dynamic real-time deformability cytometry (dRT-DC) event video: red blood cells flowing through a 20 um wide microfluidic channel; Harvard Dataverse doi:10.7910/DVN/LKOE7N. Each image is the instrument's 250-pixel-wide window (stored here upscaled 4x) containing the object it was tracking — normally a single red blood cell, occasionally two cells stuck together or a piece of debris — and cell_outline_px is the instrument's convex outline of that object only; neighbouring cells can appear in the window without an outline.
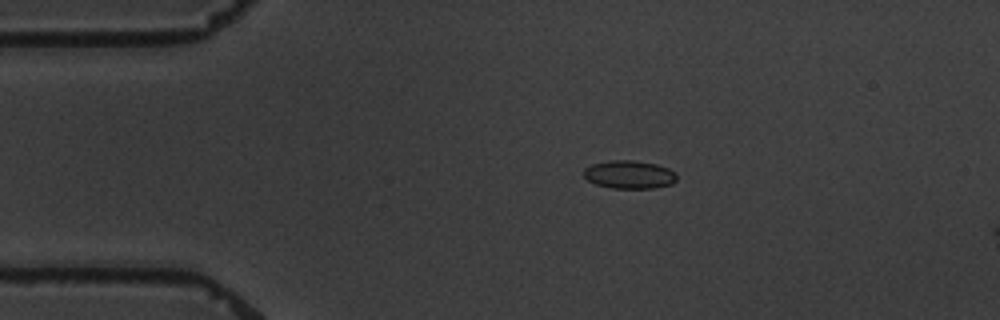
{"species": "common noctule bat (a hibernating species)", "species_latin": "Nyctalus noctula", "temperature_condition": "warm", "stored_images_in_passage": 3, "camera_frame_rate_fps": 3000, "um_per_image_px": 0.085, "animal": {"sex": "male", "body_mass_g": 19.5, "forearm_length_mm": 54.6}, "frame": {"image": 1, "passage_image": 1, "time_ms": 0.0, "image_size_px": [1000, 320], "cell_outline_px": [[676, 180], [672, 184], [652, 188], [612, 188], [596, 184], [588, 180], [584, 176], [584, 168], [592, 164], [612, 160], [636, 160], [656, 164], [668, 168], [676, 172]], "centroid_in_image_um": [53.5, 14.83], "position_along_channel_um": 31.5, "area_um2": 15.26}}